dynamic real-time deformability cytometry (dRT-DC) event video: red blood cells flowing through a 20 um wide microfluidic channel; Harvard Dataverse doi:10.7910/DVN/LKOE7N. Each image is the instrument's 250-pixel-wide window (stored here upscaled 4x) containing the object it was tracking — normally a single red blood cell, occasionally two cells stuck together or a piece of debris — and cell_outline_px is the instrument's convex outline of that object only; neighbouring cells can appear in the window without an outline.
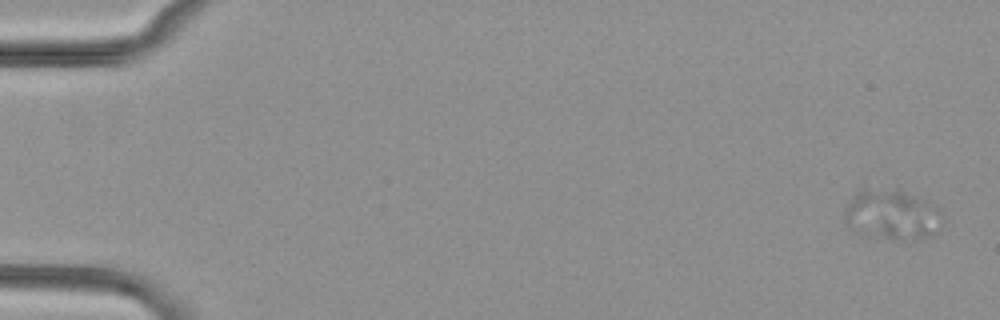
{"species": "common noctule bat (a hibernating species)", "species_latin": "Nyctalus noctula", "temperature_condition": "cold", "stored_images_in_passage": 4, "camera_frame_rate_fps": 3000, "um_per_image_px": 0.085, "animal": {"sex": "female", "body_mass_g": 29.2, "forearm_length_mm": 56.3}, "frame": {"image": 1, "passage_image": 1, "time_ms": 0.0, "image_size_px": [1000, 320], "cell_outline_px": [[944, 224], [932, 236], [900, 240], [896, 240], [860, 236], [848, 228], [844, 220], [844, 208], [852, 196], [860, 188], [896, 188], [928, 200], [936, 204], [940, 208], [944, 216]], "centroid_in_image_um": [75.81, 18.25], "position_along_channel_um": 9.2, "area_um2": 30.11}}